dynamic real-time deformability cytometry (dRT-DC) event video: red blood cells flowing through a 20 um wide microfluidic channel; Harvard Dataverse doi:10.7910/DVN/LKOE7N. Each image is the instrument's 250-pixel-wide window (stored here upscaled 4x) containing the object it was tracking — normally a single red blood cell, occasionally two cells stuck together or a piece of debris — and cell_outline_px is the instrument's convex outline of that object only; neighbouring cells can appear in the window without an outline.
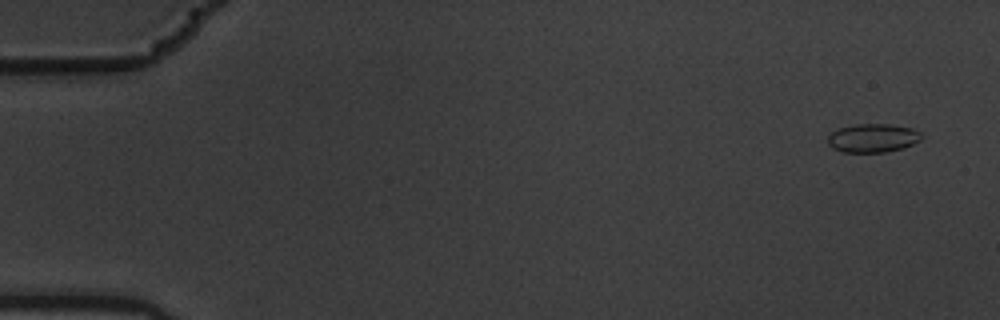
{"species": "common noctule bat (a hibernating species)", "species_latin": "Nyctalus noctula", "temperature_condition": "warm", "stored_images_in_passage": 5, "camera_frame_rate_fps": 3000, "um_per_image_px": 0.085, "animal": {"sex": "male", "body_mass_g": 19.5, "forearm_length_mm": 54.6}, "frame": {"image": 1, "passage_image": 1, "time_ms": 0.0, "image_size_px": [1000, 320], "cell_outline_px": [[924, 136], [920, 140], [904, 148], [884, 152], [844, 152], [832, 148], [828, 144], [828, 136], [836, 128], [856, 124], [888, 124], [912, 128], [920, 132]], "centroid_in_image_um": [74.18, 11.73], "position_along_channel_um": 10.8, "area_um2": 15.72}}